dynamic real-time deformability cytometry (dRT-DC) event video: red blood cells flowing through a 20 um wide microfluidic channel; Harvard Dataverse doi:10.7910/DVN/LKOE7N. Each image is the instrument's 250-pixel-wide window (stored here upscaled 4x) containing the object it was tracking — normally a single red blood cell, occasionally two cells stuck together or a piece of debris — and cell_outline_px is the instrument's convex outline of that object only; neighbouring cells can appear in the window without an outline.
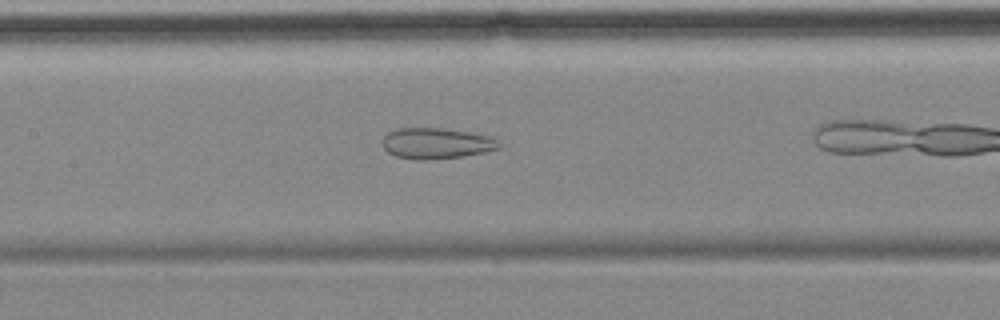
{"species": "common noctule bat (a hibernating species)", "species_latin": "Nyctalus noctula", "temperature_condition": "cold", "stored_images_in_passage": 4, "camera_frame_rate_fps": 3000, "um_per_image_px": 0.085, "animal": {"sex": "female", "body_mass_g": 18.4}, "frame": {"image": 1, "passage_image": 4, "time_ms": 4.333, "image_size_px": [1000, 320], "cell_outline_px": [[500, 148], [484, 152], [460, 156], [424, 160], [420, 160], [396, 156], [388, 152], [384, 148], [384, 136], [388, 132], [396, 128], [440, 128], [468, 132], [488, 136], [496, 140], [500, 144]], "centroid_in_image_um": [37.07, 12.18], "position_along_channel_um": 170.3, "area_um2": 20.58}}